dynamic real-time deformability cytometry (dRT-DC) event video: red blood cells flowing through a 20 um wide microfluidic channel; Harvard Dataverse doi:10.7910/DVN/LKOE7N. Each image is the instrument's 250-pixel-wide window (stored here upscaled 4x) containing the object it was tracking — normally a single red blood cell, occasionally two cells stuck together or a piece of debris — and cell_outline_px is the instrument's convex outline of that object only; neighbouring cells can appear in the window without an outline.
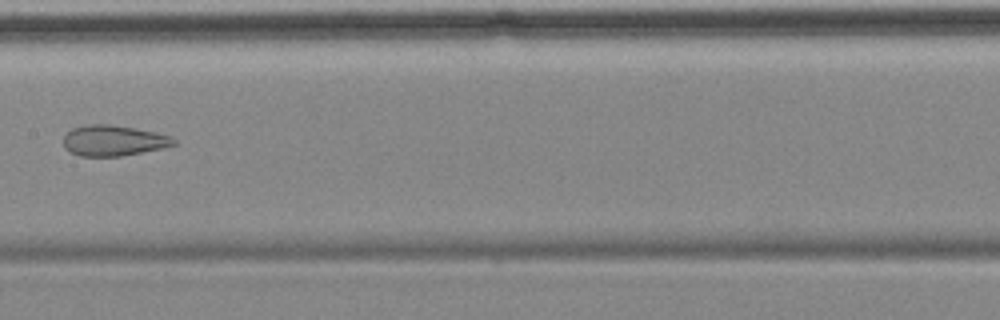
{"species": "common noctule bat (a hibernating species)", "species_latin": "Nyctalus noctula", "temperature_condition": "cold", "stored_images_in_passage": 8, "camera_frame_rate_fps": 3000, "um_per_image_px": 0.085, "animal": {"sex": "female", "body_mass_g": 18.4}, "frame": {"image": 1, "passage_image": 8, "time_ms": 9.0, "image_size_px": [1000, 320], "cell_outline_px": [[176, 144], [164, 148], [120, 156], [80, 156], [68, 152], [64, 148], [64, 136], [72, 128], [88, 124], [108, 124], [136, 128], [156, 132], [172, 136], [176, 140]], "centroid_in_image_um": [9.65, 11.95], "position_along_channel_um": 197.7, "area_um2": 19.88}}